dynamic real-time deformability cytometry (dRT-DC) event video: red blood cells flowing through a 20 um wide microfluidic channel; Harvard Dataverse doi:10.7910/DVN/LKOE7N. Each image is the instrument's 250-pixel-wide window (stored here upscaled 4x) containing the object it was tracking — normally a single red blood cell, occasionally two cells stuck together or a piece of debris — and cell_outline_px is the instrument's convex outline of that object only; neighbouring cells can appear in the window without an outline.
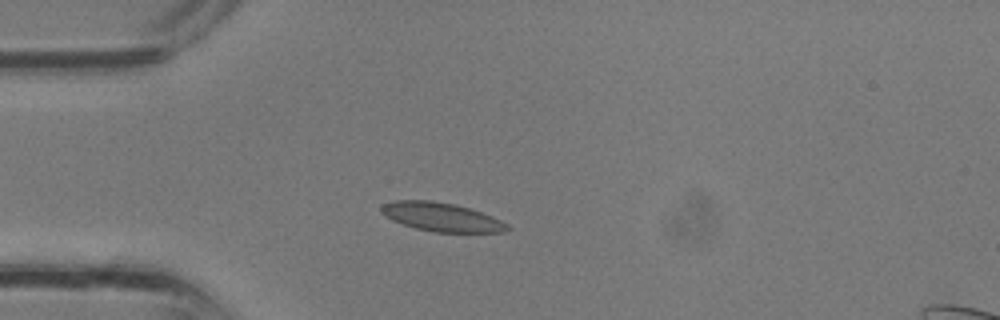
{"species": "common noctule bat (a hibernating species)", "species_latin": "Nyctalus noctula", "temperature_condition": "room temperature", "stored_images_in_passage": 32, "camera_frame_rate_fps": 3000, "um_per_image_px": 0.085, "animal": {"sex": "male", "body_mass_g": 13.3}, "frame": {"image": 1, "passage_image": 7, "time_ms": 2.0, "image_size_px": [1000, 320], "cell_outline_px": [[512, 228], [504, 232], [436, 232], [416, 228], [392, 220], [384, 216], [380, 212], [380, 204], [396, 200], [432, 200], [456, 204], [492, 216], [508, 224]], "centroid_in_image_um": [37.5, 18.43], "position_along_channel_um": 47.5, "area_um2": 21.15}}
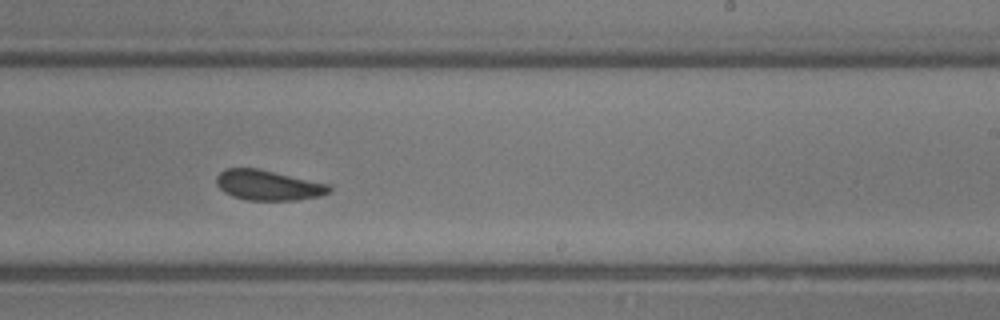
{"frame": {"image": 2, "passage_image": 19, "time_ms": 6.0, "image_size_px": [1000, 320], "cell_outline_px": [[332, 192], [320, 196], [296, 200], [248, 200], [232, 196], [224, 192], [216, 184], [216, 176], [224, 168], [256, 168], [328, 184], [332, 188]], "centroid_in_image_um": [22.78, 15.75], "position_along_channel_um": 266.2, "area_um2": 19.77}}
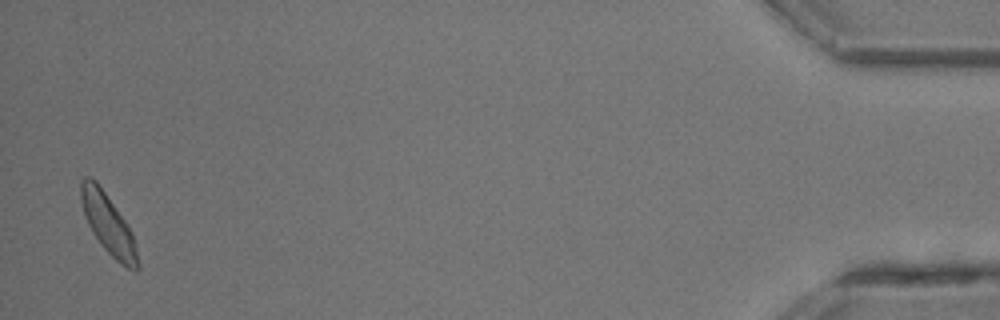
{"frame": {"image": 3, "passage_image": 32, "time_ms": 10.333, "image_size_px": [1000, 320], "cell_outline_px": [[140, 268], [136, 272], [120, 264], [100, 244], [92, 232], [84, 216], [80, 200], [80, 180], [84, 176], [92, 176], [96, 180], [128, 224], [132, 232], [136, 244], [140, 264]], "centroid_in_image_um": [9.2, 19.05], "position_along_channel_um": 426.0, "area_um2": 20.23}}